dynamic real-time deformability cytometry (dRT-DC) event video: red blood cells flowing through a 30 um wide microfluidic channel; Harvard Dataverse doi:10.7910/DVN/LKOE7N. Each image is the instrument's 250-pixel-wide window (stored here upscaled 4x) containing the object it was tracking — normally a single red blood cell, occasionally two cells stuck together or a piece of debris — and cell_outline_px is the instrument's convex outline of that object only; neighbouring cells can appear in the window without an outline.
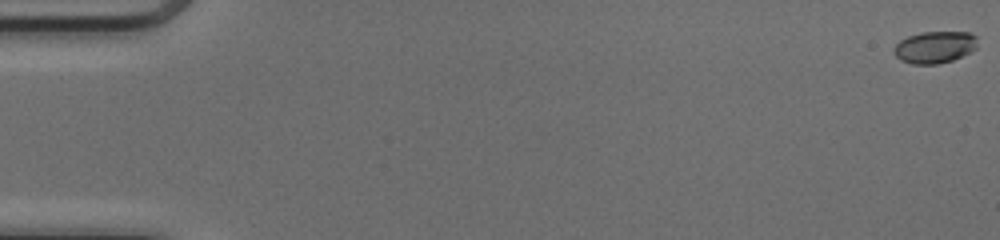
{"species": "common noctule bat (a hibernating species)", "species_latin": "Nyctalus noctula", "temperature_condition": "cold", "stored_images_in_passage": 52, "camera_frame_rate_fps": 3000, "um_per_image_px": 0.085, "animal": {"sex": "female", "body_mass_g": 17.0, "forearm_length_mm": 48.0}, "frame": {"image": 1, "passage_image": 1, "time_ms": 0.0, "image_size_px": [1000, 240], "cell_outline_px": [[976, 48], [952, 60], [936, 64], [912, 64], [900, 60], [892, 52], [892, 48], [900, 40], [908, 36], [920, 32], [968, 32], [976, 36]], "centroid_in_image_um": [79.39, 4.0], "position_along_channel_um": 5.6, "area_um2": 15.49}}
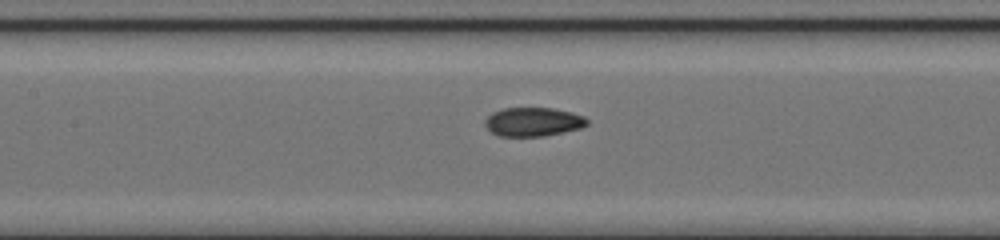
{"frame": {"image": 2, "passage_image": 25, "time_ms": 8.0, "image_size_px": [1000, 240], "cell_outline_px": [[588, 124], [580, 128], [564, 132], [544, 136], [500, 136], [492, 132], [484, 124], [484, 120], [492, 112], [504, 108], [552, 108], [572, 112], [584, 116], [588, 120]], "centroid_in_image_um": [45.32, 10.35], "position_along_channel_um": 162.1, "area_um2": 17.17}}
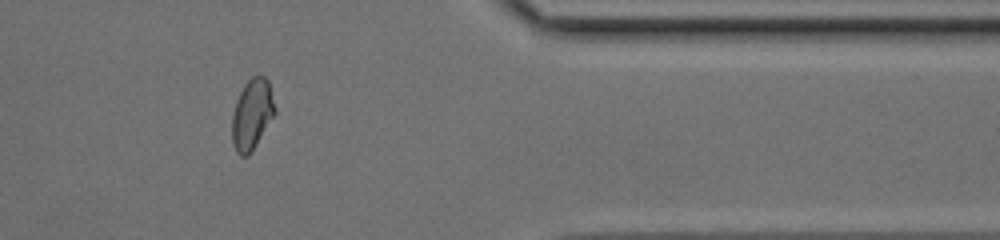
{"frame": {"image": 3, "passage_image": 43, "time_ms": 14.0, "image_size_px": [1000, 240], "cell_outline_px": [[276, 112], [256, 144], [248, 156], [240, 156], [236, 152], [232, 144], [232, 116], [236, 100], [244, 84], [252, 76], [264, 76], [268, 80], [276, 108]], "centroid_in_image_um": [21.41, 9.72], "position_along_channel_um": 390.0, "area_um2": 17.57}, "authors_computed_cell_mechanics": {"area_um2": 17.34, "velocity_mm_per_s": 4.139, "shape_relaxation_time_tau1_ms": null, "shape_relaxation_time_tau2_ms": 0.9657, "deformation_change_tau1": null, "deformation_change_tau2": 0.0478}}